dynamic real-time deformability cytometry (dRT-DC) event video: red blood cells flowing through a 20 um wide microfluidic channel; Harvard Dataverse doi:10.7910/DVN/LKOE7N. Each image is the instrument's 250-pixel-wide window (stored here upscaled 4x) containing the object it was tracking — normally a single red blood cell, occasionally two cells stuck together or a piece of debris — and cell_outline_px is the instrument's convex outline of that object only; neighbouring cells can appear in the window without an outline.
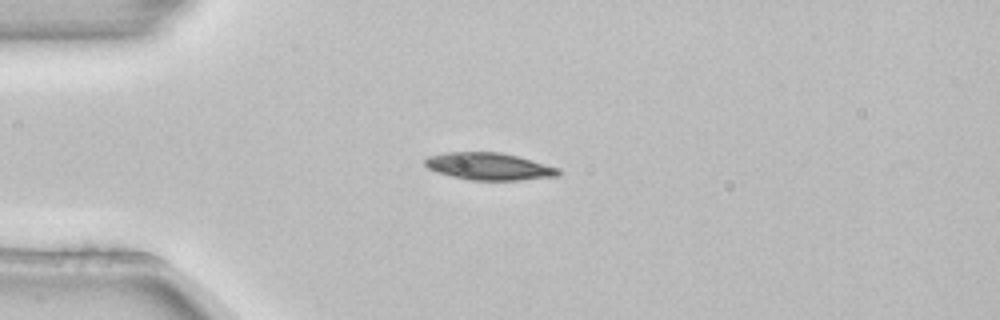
{"species": "common noctule bat (a hibernating species)", "species_latin": "Nyctalus noctula", "temperature_condition": "room temperature", "stored_images_in_passage": 4, "camera_frame_rate_fps": 3000, "um_per_image_px": 0.085, "animal": {"sex": "female", "body_mass_g": 22.7, "forearm_length_mm": 54.2}, "frame": {"image": 1, "passage_image": 3, "time_ms": 0.667, "image_size_px": [1000, 320], "cell_outline_px": [[560, 176], [516, 180], [472, 180], [452, 176], [436, 172], [428, 168], [424, 164], [424, 160], [428, 156], [444, 152], [500, 152], [532, 160], [560, 168]], "centroid_in_image_um": [41.56, 14.14], "position_along_channel_um": 43.4, "area_um2": 21.15}}